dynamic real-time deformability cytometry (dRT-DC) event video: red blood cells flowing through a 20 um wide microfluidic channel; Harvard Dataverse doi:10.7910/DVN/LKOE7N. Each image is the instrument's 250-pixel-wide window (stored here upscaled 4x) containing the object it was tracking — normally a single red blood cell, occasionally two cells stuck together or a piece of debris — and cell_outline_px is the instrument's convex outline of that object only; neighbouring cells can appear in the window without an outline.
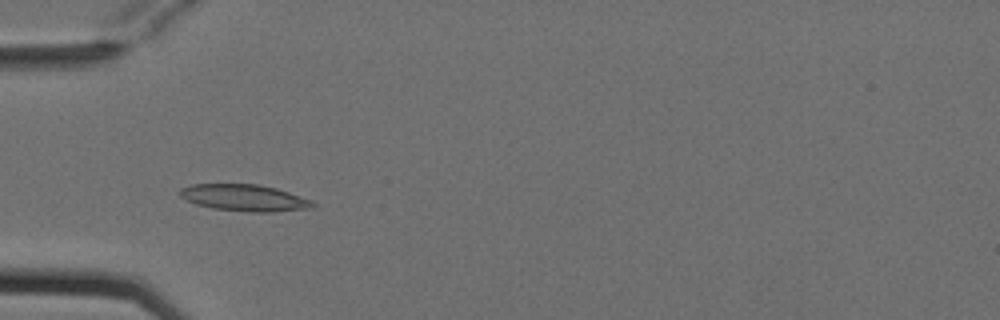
{"species": "Egyptian fruit bat (a non-hibernating species)", "species_latin": "Rousettus aegyptiacus", "temperature_condition": "cold", "stored_images_in_passage": 5, "camera_frame_rate_fps": 3000, "um_per_image_px": 0.085, "animal": {"sex": "female"}, "frame": {"image": 1, "passage_image": 4, "time_ms": 1.0, "image_size_px": [1000, 320], "cell_outline_px": [[316, 204], [312, 208], [276, 212], [256, 212], [212, 208], [196, 204], [180, 196], [176, 192], [180, 188], [192, 184], [260, 184], [276, 188], [312, 200]], "centroid_in_image_um": [20.77, 16.81], "position_along_channel_um": 64.2, "area_um2": 20.69}}
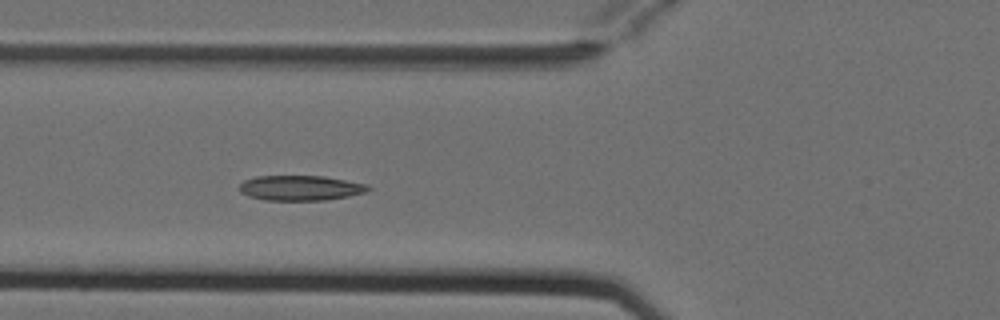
{"frame": {"image": 2, "passage_image": 5, "time_ms": 1.333, "image_size_px": [1000, 320], "cell_outline_px": [[372, 188], [364, 192], [348, 196], [324, 200], [264, 200], [248, 196], [240, 192], [240, 184], [244, 180], [256, 176], [324, 176], [368, 184]], "centroid_in_image_um": [25.53, 15.97], "position_along_channel_um": 100.3, "area_um2": 18.79}}